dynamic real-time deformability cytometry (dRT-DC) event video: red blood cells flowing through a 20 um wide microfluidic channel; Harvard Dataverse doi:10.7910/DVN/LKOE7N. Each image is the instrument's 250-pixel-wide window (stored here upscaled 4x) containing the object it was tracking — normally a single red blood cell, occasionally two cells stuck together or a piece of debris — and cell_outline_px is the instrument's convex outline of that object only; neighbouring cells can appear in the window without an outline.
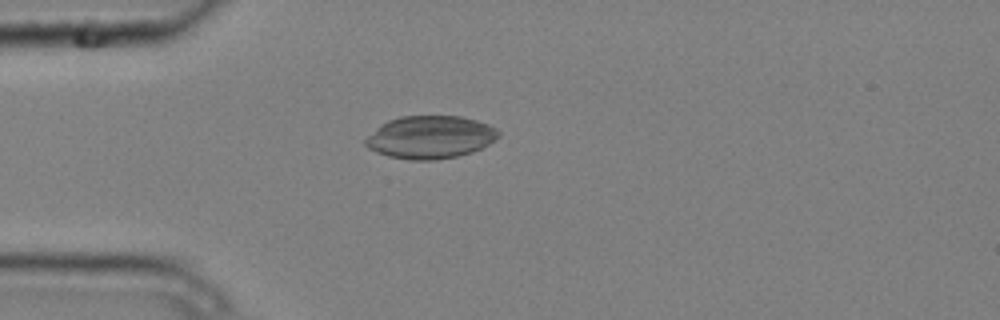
{"species": "common noctule bat (a hibernating species)", "species_latin": "Nyctalus noctula", "temperature_condition": "cold", "stored_images_in_passage": 2, "camera_frame_rate_fps": 3000, "um_per_image_px": 0.085, "animal": {"sex": "male", "body_mass_g": 20.4}, "frame": {"image": 1, "passage_image": 2, "time_ms": 0.333, "image_size_px": [1000, 320], "cell_outline_px": [[500, 136], [488, 144], [472, 152], [456, 156], [436, 160], [408, 160], [388, 156], [376, 152], [368, 148], [364, 144], [364, 140], [380, 124], [388, 120], [400, 116], [460, 116], [476, 120], [488, 124], [496, 128], [500, 132]], "centroid_in_image_um": [36.55, 11.66], "position_along_channel_um": 48.4, "area_um2": 33.23}}